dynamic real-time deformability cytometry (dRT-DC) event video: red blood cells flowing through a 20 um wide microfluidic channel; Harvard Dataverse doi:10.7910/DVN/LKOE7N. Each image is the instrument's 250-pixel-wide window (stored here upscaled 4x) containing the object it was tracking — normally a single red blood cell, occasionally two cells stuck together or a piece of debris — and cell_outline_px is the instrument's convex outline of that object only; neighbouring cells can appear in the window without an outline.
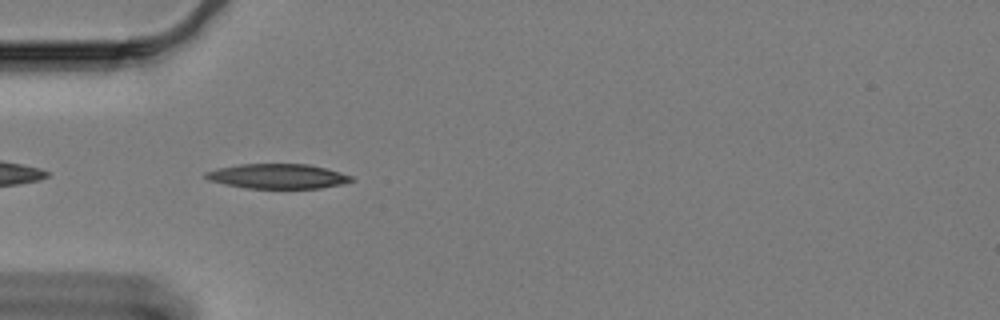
{"species": "Egyptian fruit bat (a non-hibernating species)", "species_latin": "Rousettus aegyptiacus", "temperature_condition": "cold", "stored_images_in_passage": 44, "camera_frame_rate_fps": 3000, "um_per_image_px": 0.085, "animal": {"sex": "female"}, "frame": {"image": 1, "passage_image": 2, "time_ms": 0.333, "image_size_px": [1000, 320], "cell_outline_px": [[356, 180], [344, 184], [320, 188], [244, 188], [208, 180], [204, 176], [204, 172], [216, 168], [240, 164], [308, 164], [328, 168], [352, 176]], "centroid_in_image_um": [23.62, 14.98], "position_along_channel_um": 61.4, "area_um2": 21.21}}
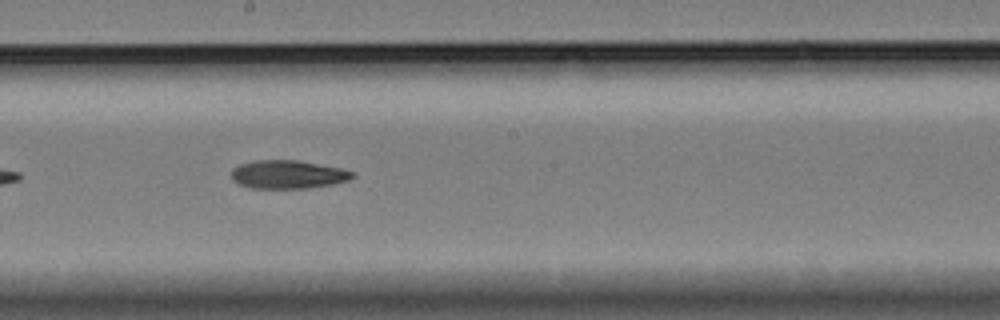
{"frame": {"image": 2, "passage_image": 17, "time_ms": 5.333, "image_size_px": [1000, 320], "cell_outline_px": [[356, 176], [348, 180], [332, 184], [308, 188], [252, 188], [240, 184], [232, 180], [232, 168], [240, 164], [256, 160], [296, 160], [340, 168], [352, 172]], "centroid_in_image_um": [24.45, 14.83], "position_along_channel_um": 223.7, "area_um2": 19.83}}
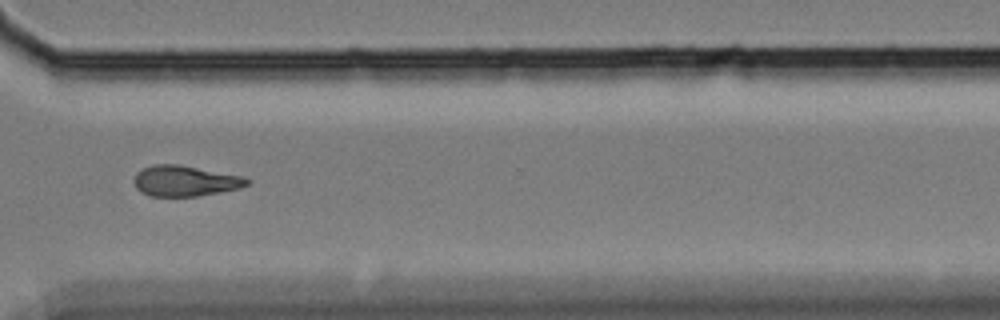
{"frame": {"image": 3, "passage_image": 29, "time_ms": 9.333, "image_size_px": [1000, 320], "cell_outline_px": [[248, 184], [240, 188], [220, 192], [196, 196], [152, 196], [140, 192], [136, 188], [132, 180], [136, 172], [152, 164], [180, 164], [240, 176], [248, 180]], "centroid_in_image_um": [15.65, 15.37], "position_along_channel_um": 354.9, "area_um2": 20.11}, "authors_computed_cell_mechanics": {"area_um2": 20.1144, "velocity_mm_per_s": 3.2806, "shape_relaxation_time_tau1_ms": null, "shape_relaxation_time_tau2_ms": 7.8819, "deformation_change_tau1": null, "deformation_change_tau2": 0.169}}